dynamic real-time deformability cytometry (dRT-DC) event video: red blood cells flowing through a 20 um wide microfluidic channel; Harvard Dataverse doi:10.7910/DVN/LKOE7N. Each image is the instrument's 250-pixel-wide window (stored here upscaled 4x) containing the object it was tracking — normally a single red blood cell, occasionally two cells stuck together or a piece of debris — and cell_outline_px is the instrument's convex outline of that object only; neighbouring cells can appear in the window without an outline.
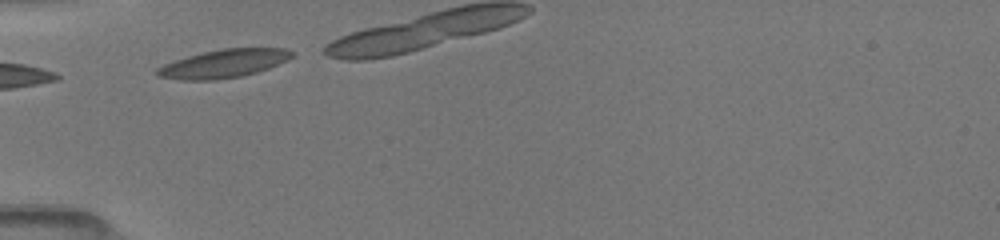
{"species": "common noctule bat (a hibernating species)", "species_latin": "Nyctalus noctula", "temperature_condition": "room temperature", "stored_images_in_passage": 3, "camera_frame_rate_fps": 3000, "um_per_image_px": 0.085, "animal": {"sex": "female", "body_mass_g": 19.5, "forearm_length_mm": 54.1}, "frame": {"image": 1, "passage_image": 1, "time_ms": 0.0, "image_size_px": [1000, 240], "cell_outline_px": [[296, 52], [292, 56], [268, 68], [256, 72], [240, 76], [216, 80], [184, 80], [160, 76], [156, 72], [156, 68], [164, 64], [188, 56], [220, 48], [284, 48]], "centroid_in_image_um": [19.01, 5.4], "position_along_channel_um": 66.0, "area_um2": 21.85}}